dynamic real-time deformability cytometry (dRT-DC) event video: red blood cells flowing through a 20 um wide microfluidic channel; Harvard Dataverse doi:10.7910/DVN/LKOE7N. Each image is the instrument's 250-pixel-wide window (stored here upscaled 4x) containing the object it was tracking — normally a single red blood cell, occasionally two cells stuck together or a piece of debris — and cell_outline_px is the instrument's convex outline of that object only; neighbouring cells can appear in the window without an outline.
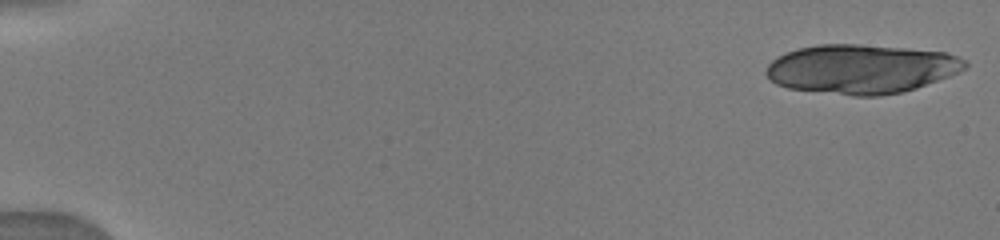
{"species": "human", "species_latin": "Homo sapiens", "temperature_condition": "warm", "stored_images_in_passage": 14, "camera_frame_rate_fps": 3000, "um_per_image_px": 0.085, "donor": {"sex": "male"}, "frame": {"image": 1, "passage_image": 1, "time_ms": 0.0, "image_size_px": [1000, 240], "cell_outline_px": [[968, 64], [960, 72], [916, 88], [900, 92], [880, 96], [852, 96], [788, 88], [776, 84], [764, 72], [768, 64], [776, 56], [784, 52], [796, 48], [820, 44], [860, 44], [904, 48], [944, 52], [968, 60]], "centroid_in_image_um": [73.17, 5.86], "position_along_channel_um": 11.8, "area_um2": 57.16}}
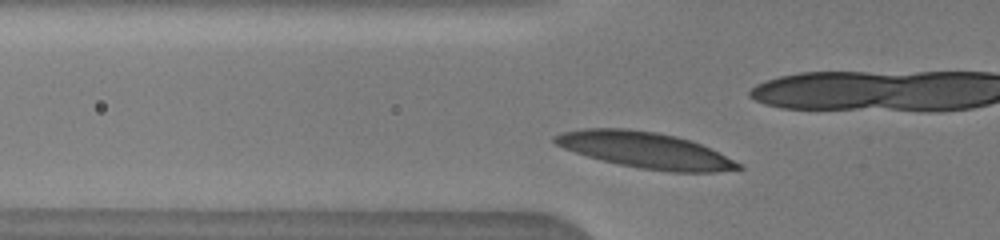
{"frame": {"image": 2, "passage_image": 14, "time_ms": 4.333, "image_size_px": [1000, 240], "cell_outline_px": [[744, 168], [716, 172], [672, 172], [640, 168], [620, 164], [588, 156], [564, 148], [556, 144], [552, 140], [552, 136], [560, 132], [584, 128], [628, 128], [656, 132], [676, 136], [692, 140], [744, 164]], "centroid_in_image_um": [54.87, 12.75], "position_along_channel_um": 70.9, "area_um2": 38.55}}